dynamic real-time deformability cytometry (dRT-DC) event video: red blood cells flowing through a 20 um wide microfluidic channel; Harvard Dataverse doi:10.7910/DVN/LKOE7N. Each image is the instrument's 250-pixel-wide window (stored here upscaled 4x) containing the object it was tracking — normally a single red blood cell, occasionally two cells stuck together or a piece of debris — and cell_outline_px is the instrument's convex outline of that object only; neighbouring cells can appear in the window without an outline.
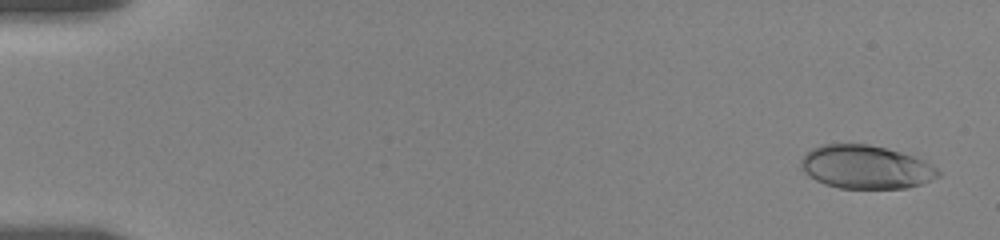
{"species": "human", "species_latin": "Homo sapiens", "temperature_condition": "room temperature", "stored_images_in_passage": 27, "camera_frame_rate_fps": 3000, "um_per_image_px": 0.085, "donor": {"sex": "female"}, "frame": {"image": 1, "passage_image": 2, "time_ms": 0.333, "image_size_px": [1000, 240], "cell_outline_px": [[940, 176], [920, 184], [908, 188], [840, 188], [824, 184], [808, 176], [800, 168], [800, 160], [812, 148], [820, 144], [868, 144], [900, 152], [924, 160], [936, 168], [940, 172]], "centroid_in_image_um": [73.56, 14.2], "position_along_channel_um": 11.4, "area_um2": 34.62}}
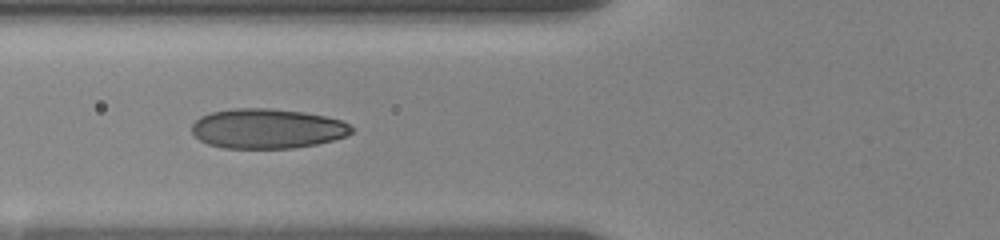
{"frame": {"image": 2, "passage_image": 16, "time_ms": 7.0, "image_size_px": [1000, 240], "cell_outline_px": [[352, 132], [344, 136], [332, 140], [316, 144], [292, 148], [224, 148], [208, 144], [200, 140], [192, 132], [192, 124], [200, 116], [212, 112], [236, 108], [268, 108], [300, 112], [324, 116], [340, 120], [348, 124], [352, 128]], "centroid_in_image_um": [22.67, 10.93], "position_along_channel_um": 103.1, "area_um2": 36.7}}
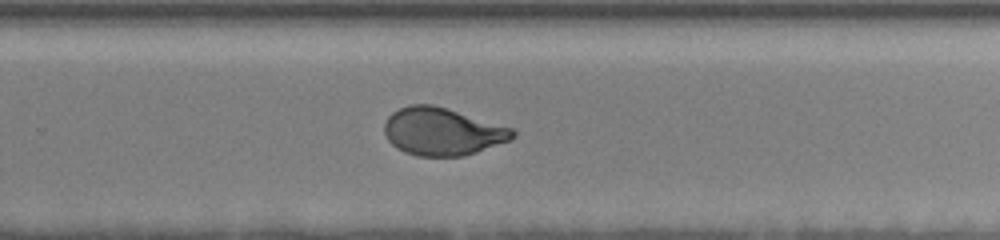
{"frame": {"image": 3, "passage_image": 27, "time_ms": 12.333, "image_size_px": [1000, 240], "cell_outline_px": [[516, 136], [508, 140], [476, 152], [464, 156], [416, 156], [404, 152], [396, 148], [388, 140], [384, 132], [384, 124], [388, 116], [392, 112], [408, 104], [432, 104], [448, 108], [512, 128], [516, 132]], "centroid_in_image_um": [37.56, 11.17], "position_along_channel_um": 292.2, "area_um2": 35.6}}